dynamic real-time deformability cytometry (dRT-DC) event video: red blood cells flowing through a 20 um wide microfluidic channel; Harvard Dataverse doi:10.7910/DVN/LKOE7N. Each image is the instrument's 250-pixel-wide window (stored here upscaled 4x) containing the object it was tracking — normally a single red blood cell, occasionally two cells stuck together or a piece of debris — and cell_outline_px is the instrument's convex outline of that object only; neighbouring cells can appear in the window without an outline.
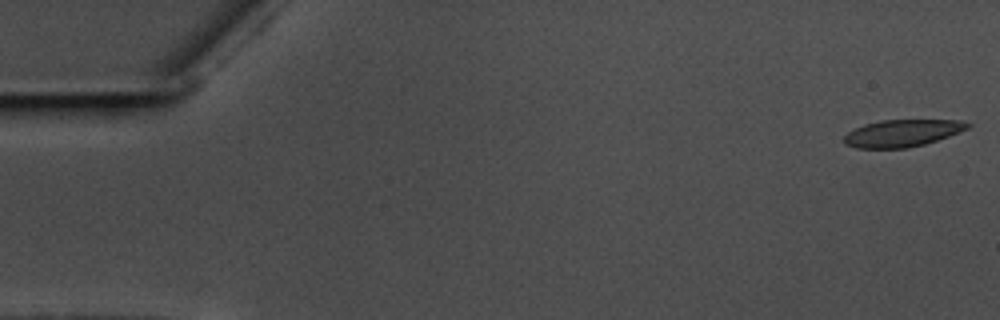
{"species": "common noctule bat (a hibernating species)", "species_latin": "Nyctalus noctula", "temperature_condition": "warm", "stored_images_in_passage": 53, "camera_frame_rate_fps": 3000, "um_per_image_px": 0.085, "animal": {"sex": "male", "body_mass_g": 17.5, "forearm_length_mm": 52.3}, "frame": {"image": 1, "passage_image": 1, "time_ms": 0.0, "image_size_px": [1000, 320], "cell_outline_px": [[972, 124], [968, 128], [948, 136], [924, 144], [908, 148], [856, 148], [844, 144], [844, 136], [848, 132], [864, 124], [880, 120], [960, 120]], "centroid_in_image_um": [76.66, 11.32], "position_along_channel_um": 8.3, "area_um2": 19.42}}
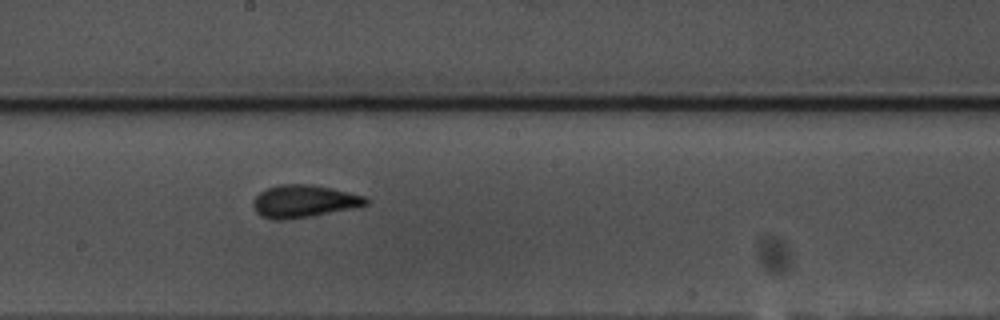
{"frame": {"image": 2, "passage_image": 31, "time_ms": 10.0, "image_size_px": [1000, 320], "cell_outline_px": [[368, 204], [352, 208], [312, 216], [288, 220], [272, 220], [260, 216], [256, 212], [252, 204], [252, 200], [264, 188], [280, 184], [312, 184], [332, 188], [364, 196], [368, 200]], "centroid_in_image_um": [25.77, 17.11], "position_along_channel_um": 222.4, "area_um2": 21.56}}
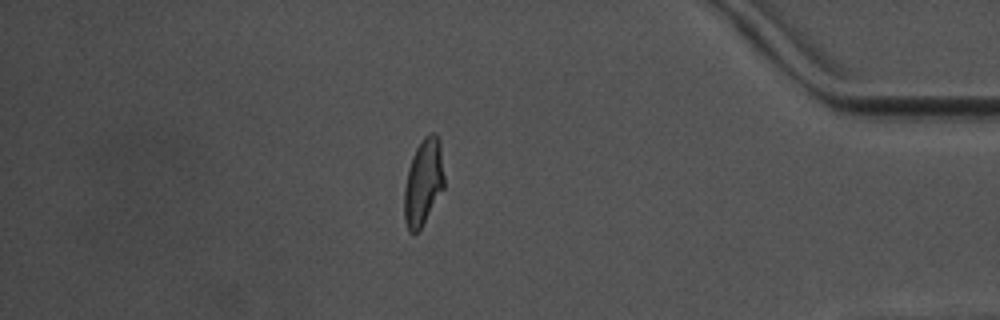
{"frame": {"image": 3, "passage_image": 49, "time_ms": 16.0, "image_size_px": [1000, 320], "cell_outline_px": [[444, 188], [420, 228], [412, 236], [408, 232], [404, 216], [404, 188], [408, 168], [412, 156], [416, 148], [424, 136], [432, 132], [440, 140], [444, 176]], "centroid_in_image_um": [35.97, 15.48], "position_along_channel_um": 399.2, "area_um2": 20.11}, "authors_computed_cell_mechanics": {"area_um2": 20.5768, "velocity_mm_per_s": 3.5631, "shape_relaxation_time_tau1_ms": 6.4779, "shape_relaxation_time_tau2_ms": 1.8988, "deformation_change_tau1": 0.1757, "deformation_change_tau2": 0.0815}}